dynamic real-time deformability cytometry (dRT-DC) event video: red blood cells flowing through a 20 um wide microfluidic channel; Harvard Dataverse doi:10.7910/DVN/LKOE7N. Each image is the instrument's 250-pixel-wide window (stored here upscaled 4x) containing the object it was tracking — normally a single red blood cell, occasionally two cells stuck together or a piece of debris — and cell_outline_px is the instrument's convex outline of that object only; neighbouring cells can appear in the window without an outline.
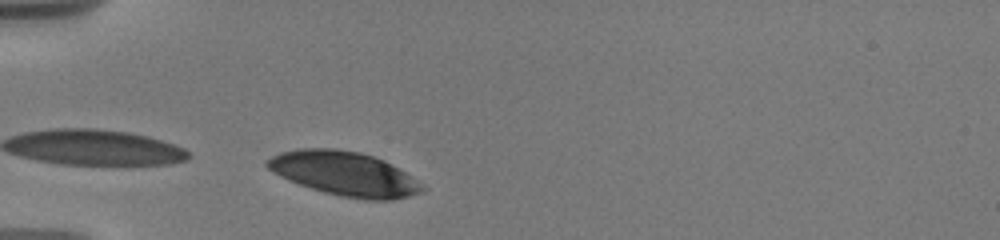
{"species": "human", "species_latin": "Homo sapiens", "temperature_condition": "warm", "stored_images_in_passage": 11, "camera_frame_rate_fps": 3000, "um_per_image_px": 0.085, "donor": {"sex": "male"}, "frame": {"image": 1, "passage_image": 1, "time_ms": 0.0, "image_size_px": [1000, 240], "cell_outline_px": [[428, 188], [420, 192], [408, 196], [392, 200], [368, 200], [340, 196], [324, 192], [288, 180], [280, 176], [268, 168], [264, 164], [272, 156], [280, 152], [300, 148], [332, 148], [360, 152], [384, 160], [400, 168], [412, 176]], "centroid_in_image_um": [29.31, 14.76], "position_along_channel_um": 55.7, "area_um2": 39.88}}
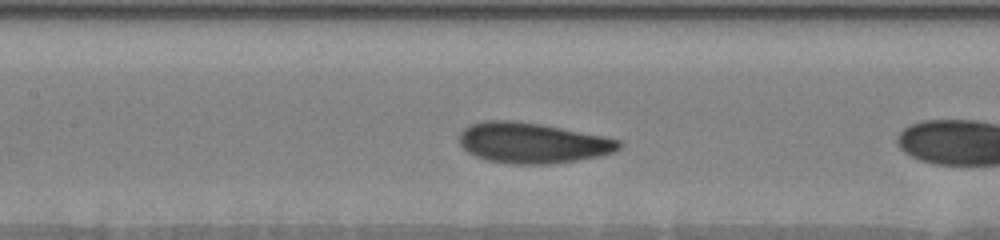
{"frame": {"image": 2, "passage_image": 8, "time_ms": 2.333, "image_size_px": [1000, 240], "cell_outline_px": [[620, 148], [612, 152], [600, 156], [552, 164], [512, 164], [488, 160], [476, 156], [468, 152], [460, 144], [460, 132], [464, 128], [472, 124], [484, 120], [516, 120], [540, 124], [620, 140]], "centroid_in_image_um": [45.21, 12.15], "position_along_channel_um": 162.2, "area_um2": 37.34}}
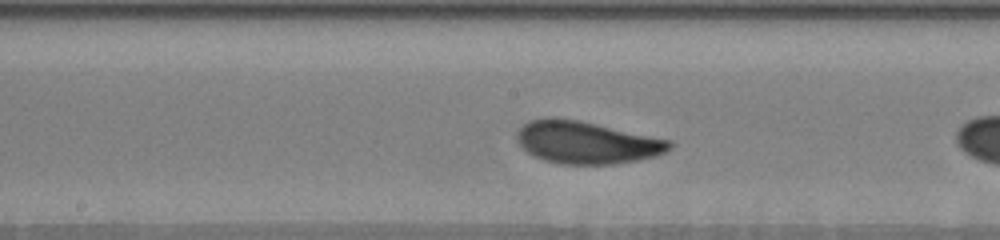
{"frame": {"image": 3, "passage_image": 10, "time_ms": 3.333, "image_size_px": [1000, 240], "cell_outline_px": [[672, 148], [656, 156], [616, 164], [560, 164], [544, 160], [532, 156], [520, 144], [516, 136], [516, 132], [528, 120], [548, 116], [580, 120], [672, 140]], "centroid_in_image_um": [49.85, 12.09], "position_along_channel_um": 198.4, "area_um2": 37.97}}